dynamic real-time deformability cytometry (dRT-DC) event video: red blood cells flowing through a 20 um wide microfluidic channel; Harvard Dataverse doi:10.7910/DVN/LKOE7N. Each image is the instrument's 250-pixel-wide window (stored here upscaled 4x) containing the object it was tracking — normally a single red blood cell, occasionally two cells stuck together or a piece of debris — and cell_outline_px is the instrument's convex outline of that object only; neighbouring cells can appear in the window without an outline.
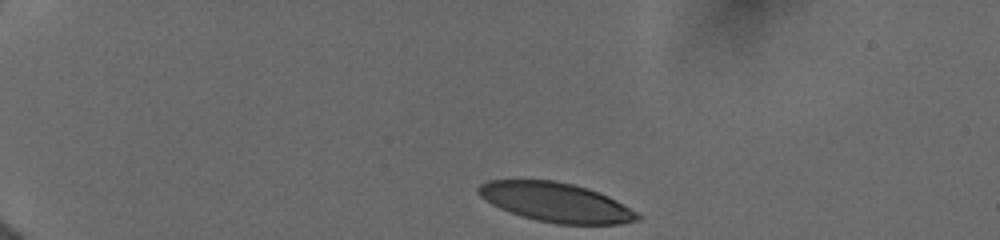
{"species": "human", "species_latin": "Homo sapiens", "temperature_condition": "cold", "stored_images_in_passage": 12, "camera_frame_rate_fps": 3000, "um_per_image_px": 0.085, "donor": {"sex": "female"}, "frame": {"image": 1, "passage_image": 1, "time_ms": 0.0, "image_size_px": [1000, 240], "cell_outline_px": [[644, 216], [640, 220], [620, 224], [556, 224], [536, 220], [500, 208], [492, 204], [480, 196], [476, 192], [476, 188], [480, 184], [488, 180], [552, 180], [572, 184], [588, 188], [608, 196], [616, 200]], "centroid_in_image_um": [47.28, 17.2], "position_along_channel_um": 37.7, "area_um2": 36.36}}
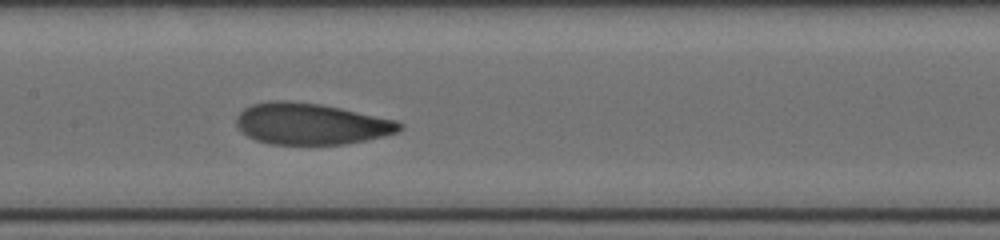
{"frame": {"image": 2, "passage_image": 9, "time_ms": 5.667, "image_size_px": [1000, 240], "cell_outline_px": [[404, 128], [396, 132], [384, 136], [344, 144], [272, 144], [256, 140], [248, 136], [236, 124], [236, 116], [244, 108], [252, 104], [272, 100], [284, 100], [320, 104], [340, 108], [396, 120], [404, 124]], "centroid_in_image_um": [26.43, 10.52], "position_along_channel_um": 181.0, "area_um2": 39.13}}
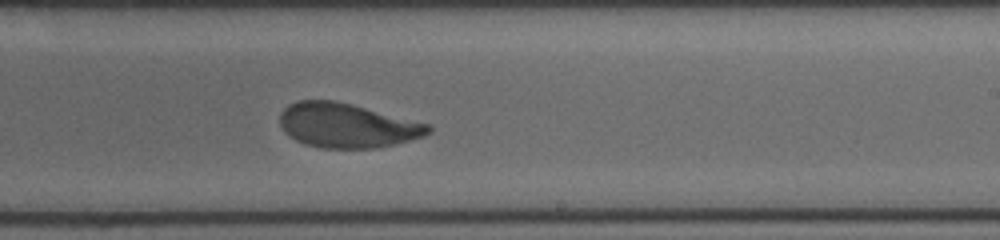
{"frame": {"image": 3, "passage_image": 12, "time_ms": 7.667, "image_size_px": [1000, 240], "cell_outline_px": [[432, 132], [424, 136], [396, 144], [376, 148], [320, 148], [304, 144], [288, 136], [284, 132], [280, 124], [280, 112], [288, 104], [300, 100], [332, 100], [352, 104], [432, 124]], "centroid_in_image_um": [29.51, 10.66], "position_along_channel_um": 259.5, "area_um2": 38.84}}